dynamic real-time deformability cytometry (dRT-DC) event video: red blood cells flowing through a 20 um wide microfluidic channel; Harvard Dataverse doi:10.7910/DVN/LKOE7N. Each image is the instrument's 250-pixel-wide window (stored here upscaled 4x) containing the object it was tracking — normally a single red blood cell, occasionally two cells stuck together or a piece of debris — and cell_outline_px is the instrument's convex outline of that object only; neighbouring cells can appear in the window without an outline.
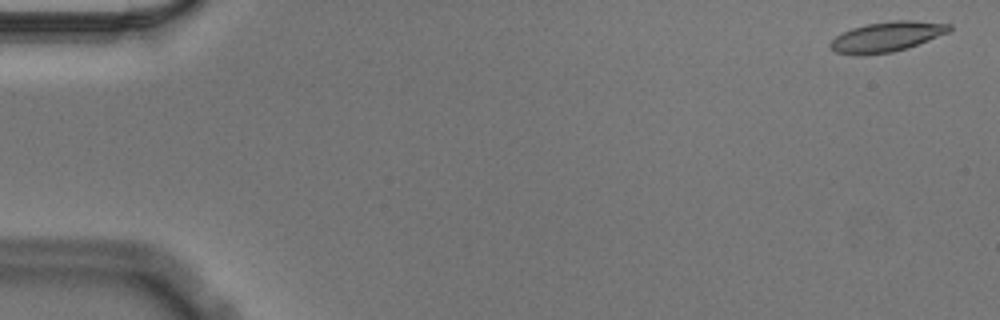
{"species": "Egyptian fruit bat (a non-hibernating species)", "species_latin": "Rousettus aegyptiacus", "temperature_condition": "cold", "stored_images_in_passage": 52, "camera_frame_rate_fps": 3000, "um_per_image_px": 0.085, "animal": {"sex": "male"}, "frame": {"image": 1, "passage_image": 2, "time_ms": 0.333, "image_size_px": [1000, 320], "cell_outline_px": [[952, 28], [948, 32], [908, 48], [892, 52], [860, 56], [852, 56], [836, 52], [828, 44], [836, 36], [852, 28], [868, 24], [892, 20], [912, 20], [952, 24]], "centroid_in_image_um": [75.36, 3.13], "position_along_channel_um": 9.6, "area_um2": 20.87}}
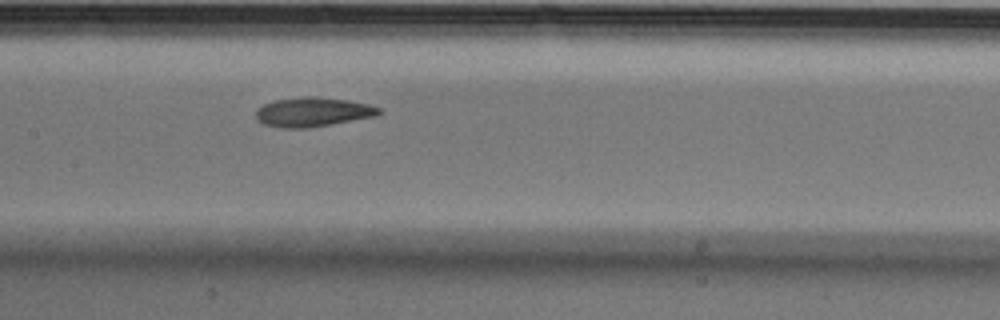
{"frame": {"image": 2, "passage_image": 28, "time_ms": 9.0, "image_size_px": [1000, 320], "cell_outline_px": [[384, 112], [376, 116], [308, 128], [280, 128], [264, 124], [256, 116], [256, 108], [272, 100], [304, 96], [312, 96], [348, 100], [372, 104], [380, 108]], "centroid_in_image_um": [26.62, 9.51], "position_along_channel_um": 180.8, "area_um2": 21.21}}
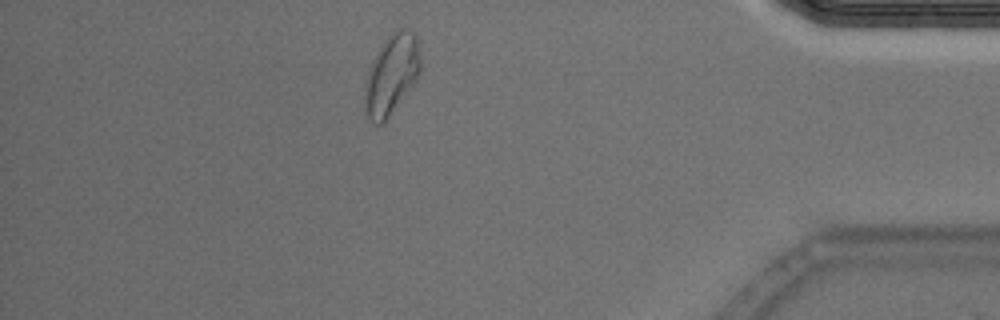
{"frame": {"image": 3, "passage_image": 50, "time_ms": 16.333, "image_size_px": [1000, 320], "cell_outline_px": [[420, 72], [416, 80], [388, 116], [380, 124], [376, 124], [364, 112], [364, 80], [368, 68], [376, 52], [384, 40], [396, 28], [408, 28], [416, 36], [420, 60]], "centroid_in_image_um": [33.24, 6.29], "position_along_channel_um": 402.0, "area_um2": 25.89}}